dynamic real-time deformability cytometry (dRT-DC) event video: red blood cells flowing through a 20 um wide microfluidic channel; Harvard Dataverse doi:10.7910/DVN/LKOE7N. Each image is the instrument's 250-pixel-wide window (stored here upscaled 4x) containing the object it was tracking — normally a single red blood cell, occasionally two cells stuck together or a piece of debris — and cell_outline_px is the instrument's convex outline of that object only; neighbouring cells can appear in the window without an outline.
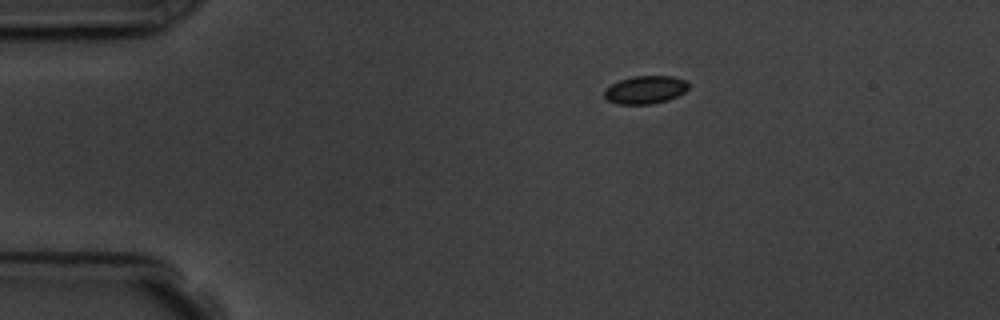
{"species": "common noctule bat (a hibernating species)", "species_latin": "Nyctalus noctula", "temperature_condition": "room temperature", "stored_images_in_passage": 4, "camera_frame_rate_fps": 3000, "um_per_image_px": 0.085, "animal": {"sex": "male", "body_mass_g": 19.5, "forearm_length_mm": 54.6}, "frame": {"image": 1, "passage_image": 1, "time_ms": 0.0, "image_size_px": [1000, 320], "cell_outline_px": [[688, 88], [684, 92], [668, 100], [652, 104], [620, 104], [608, 100], [604, 96], [604, 88], [620, 80], [632, 76], [672, 76], [684, 80], [688, 84]], "centroid_in_image_um": [54.83, 7.63], "position_along_channel_um": 30.2, "area_um2": 13.64}}
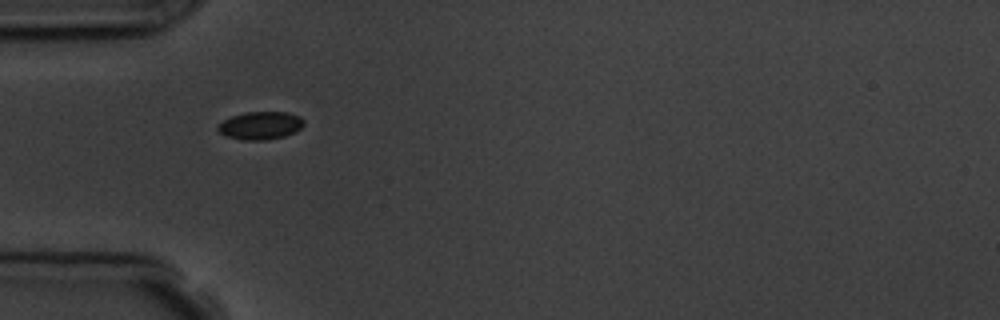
{"frame": {"image": 2, "passage_image": 3, "time_ms": 2.333, "image_size_px": [1000, 320], "cell_outline_px": [[304, 124], [296, 132], [284, 136], [264, 140], [244, 140], [224, 136], [216, 128], [224, 120], [232, 116], [244, 112], [288, 112], [300, 116], [304, 120]], "centroid_in_image_um": [22.15, 10.67], "position_along_channel_um": 62.9, "area_um2": 13.99}}